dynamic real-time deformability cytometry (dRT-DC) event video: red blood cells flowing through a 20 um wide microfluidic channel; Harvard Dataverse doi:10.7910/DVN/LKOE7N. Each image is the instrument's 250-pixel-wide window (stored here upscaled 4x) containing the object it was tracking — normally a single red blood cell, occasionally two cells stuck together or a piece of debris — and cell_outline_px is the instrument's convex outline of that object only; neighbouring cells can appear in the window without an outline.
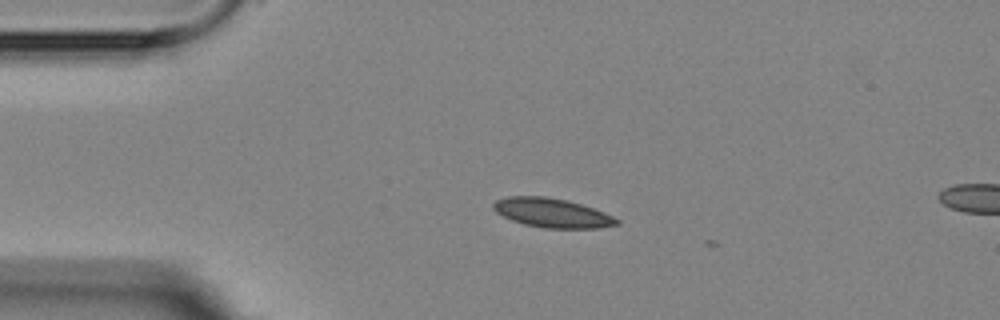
{"species": "Egyptian fruit bat (a non-hibernating species)", "species_latin": "Rousettus aegyptiacus", "temperature_condition": "room temperature", "stored_images_in_passage": 4, "camera_frame_rate_fps": 3000, "um_per_image_px": 0.085, "animal": {"sex": "female"}, "frame": {"image": 1, "passage_image": 3, "time_ms": 2.333, "image_size_px": [1000, 320], "cell_outline_px": [[620, 224], [600, 228], [544, 228], [524, 224], [512, 220], [496, 212], [492, 208], [492, 204], [496, 200], [508, 196], [544, 196], [564, 200], [580, 204], [604, 212], [620, 220]], "centroid_in_image_um": [46.92, 18.1], "position_along_channel_um": 38.1, "area_um2": 20.87}}